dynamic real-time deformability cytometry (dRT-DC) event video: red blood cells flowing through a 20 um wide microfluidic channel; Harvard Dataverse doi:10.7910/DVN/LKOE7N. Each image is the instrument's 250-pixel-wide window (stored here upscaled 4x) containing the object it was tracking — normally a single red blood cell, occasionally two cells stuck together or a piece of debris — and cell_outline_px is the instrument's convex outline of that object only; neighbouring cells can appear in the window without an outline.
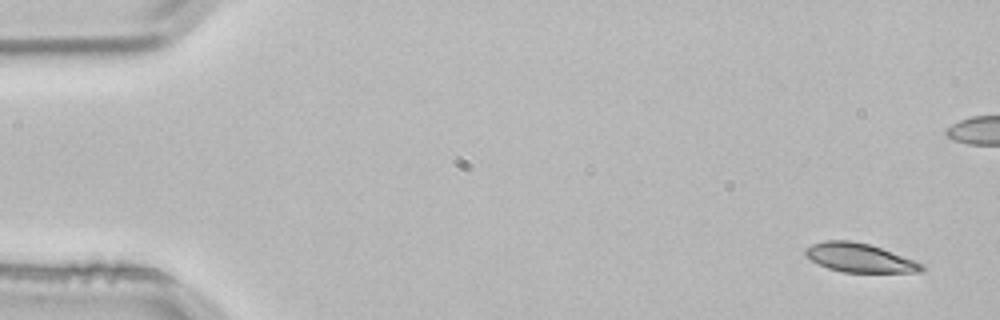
{"species": "common noctule bat (a hibernating species)", "species_latin": "Nyctalus noctula", "temperature_condition": "room temperature", "stored_images_in_passage": 4, "camera_frame_rate_fps": 3000, "um_per_image_px": 0.085, "animal": {"sex": "male", "body_mass_g": 21.5, "forearm_length_mm": 52.0}, "frame": {"image": 1, "passage_image": 1, "time_ms": 0.0, "image_size_px": [1000, 320], "cell_outline_px": [[924, 268], [920, 272], [844, 272], [828, 268], [804, 256], [804, 248], [812, 244], [824, 240], [852, 240], [868, 244], [916, 260], [924, 264]], "centroid_in_image_um": [73.05, 21.9], "position_along_channel_um": 12.0, "area_um2": 19.54}}
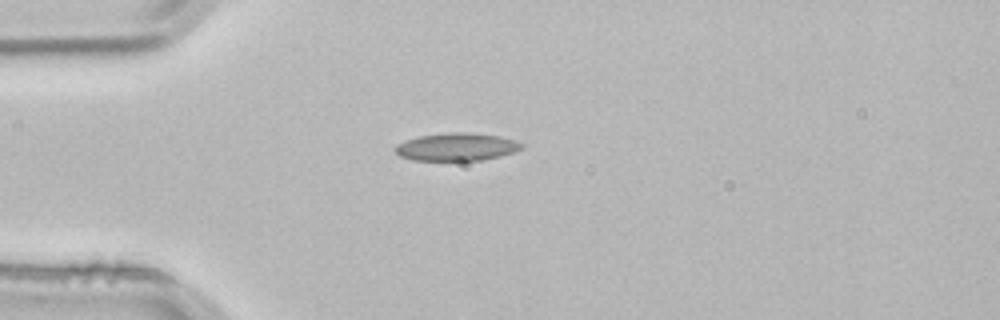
{"frame": {"image": 2, "passage_image": 4, "time_ms": 1.0, "image_size_px": [1000, 320], "cell_outline_px": [[524, 148], [500, 156], [480, 160], [412, 160], [400, 156], [396, 152], [396, 144], [420, 136], [448, 132], [468, 132], [500, 136], [516, 140], [524, 144]], "centroid_in_image_um": [38.85, 12.48], "position_along_channel_um": 46.1, "area_um2": 20.35}}